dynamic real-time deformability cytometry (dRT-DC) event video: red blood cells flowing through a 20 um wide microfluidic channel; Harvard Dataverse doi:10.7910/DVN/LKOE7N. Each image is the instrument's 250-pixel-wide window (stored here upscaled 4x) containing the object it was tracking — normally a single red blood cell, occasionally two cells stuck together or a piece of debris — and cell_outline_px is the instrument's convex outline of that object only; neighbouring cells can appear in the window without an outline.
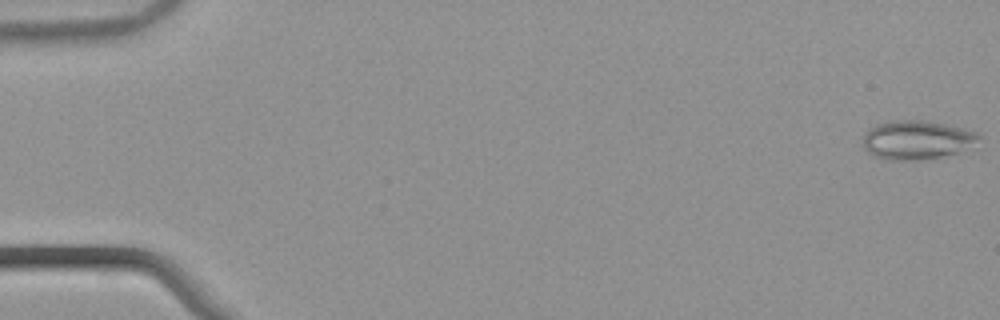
{"species": "common noctule bat (a hibernating species)", "species_latin": "Nyctalus noctula", "temperature_condition": "warm", "stored_images_in_passage": 54, "camera_frame_rate_fps": 3000, "um_per_image_px": 0.085, "animal": {"sex": "male", "body_mass_g": 21.5, "forearm_length_mm": 52.0}, "frame": {"image": 1, "passage_image": 1, "time_ms": 0.0, "image_size_px": [1000, 320], "cell_outline_px": [[980, 136], [976, 140], [956, 152], [940, 156], [912, 160], [884, 160], [872, 156], [864, 148], [864, 136], [868, 128], [876, 124], [888, 120], [920, 120], [944, 124], [964, 128], [976, 132]], "centroid_in_image_um": [77.81, 11.87], "position_along_channel_um": 7.2, "area_um2": 25.78}}
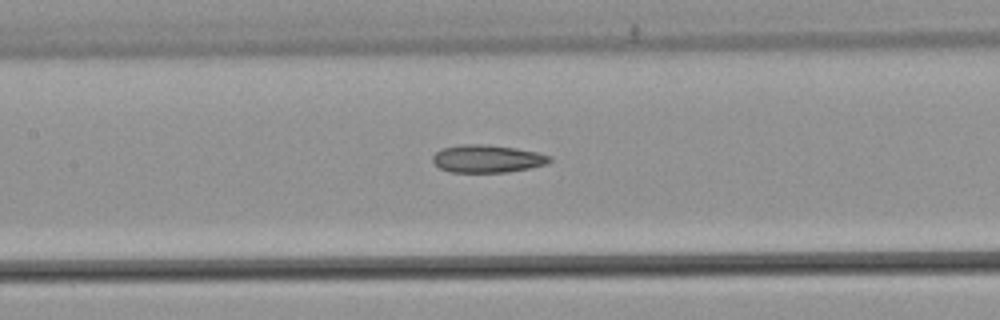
{"frame": {"image": 2, "passage_image": 26, "time_ms": 8.333, "image_size_px": [1000, 320], "cell_outline_px": [[552, 160], [548, 164], [532, 168], [508, 172], [452, 172], [440, 168], [432, 160], [432, 156], [440, 148], [460, 144], [484, 144], [516, 148], [536, 152], [552, 156]], "centroid_in_image_um": [41.44, 13.49], "position_along_channel_um": 166.0, "area_um2": 19.07}}
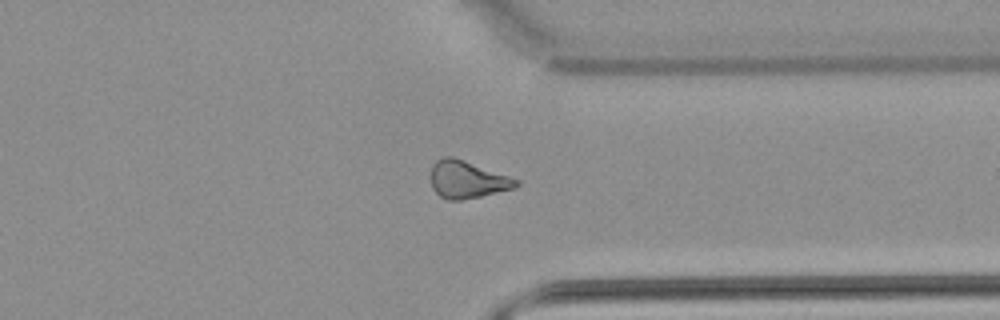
{"frame": {"image": 3, "passage_image": 42, "time_ms": 13.667, "image_size_px": [1000, 320], "cell_outline_px": [[520, 184], [512, 188], [480, 196], [460, 200], [448, 200], [440, 196], [432, 188], [432, 164], [436, 160], [444, 156], [452, 156], [520, 180]], "centroid_in_image_um": [39.69, 15.26], "position_along_channel_um": 371.7, "area_um2": 18.26}, "authors_computed_cell_mechanics": {"area_um2": 19.6231, "velocity_mm_per_s": 3.8829, "shape_relaxation_time_tau1_ms": null, "shape_relaxation_time_tau2_ms": 5.3007, "deformation_change_tau1": null, "deformation_change_tau2": 0.1358}}